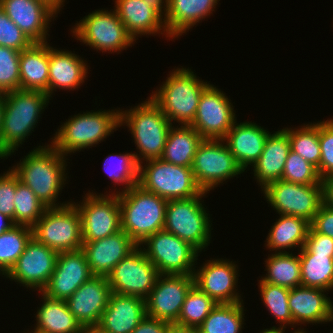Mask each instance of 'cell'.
I'll list each match as a JSON object with an SVG mask.
<instances>
[{"instance_id": "ba28073f", "label": "cell", "mask_w": 333, "mask_h": 333, "mask_svg": "<svg viewBox=\"0 0 333 333\" xmlns=\"http://www.w3.org/2000/svg\"><path fill=\"white\" fill-rule=\"evenodd\" d=\"M138 185L166 200L187 199L203 192L191 167L178 166L161 158L139 165Z\"/></svg>"}, {"instance_id": "8fae6325", "label": "cell", "mask_w": 333, "mask_h": 333, "mask_svg": "<svg viewBox=\"0 0 333 333\" xmlns=\"http://www.w3.org/2000/svg\"><path fill=\"white\" fill-rule=\"evenodd\" d=\"M138 246L159 274L193 275L197 267L195 265L199 252L189 243L165 230L146 237Z\"/></svg>"}, {"instance_id": "e0dca14e", "label": "cell", "mask_w": 333, "mask_h": 333, "mask_svg": "<svg viewBox=\"0 0 333 333\" xmlns=\"http://www.w3.org/2000/svg\"><path fill=\"white\" fill-rule=\"evenodd\" d=\"M58 254L32 237L5 277L29 290L41 292L55 270Z\"/></svg>"}, {"instance_id": "5bb4252c", "label": "cell", "mask_w": 333, "mask_h": 333, "mask_svg": "<svg viewBox=\"0 0 333 333\" xmlns=\"http://www.w3.org/2000/svg\"><path fill=\"white\" fill-rule=\"evenodd\" d=\"M89 190L82 201L74 202L81 219L82 242H93L121 230L118 194Z\"/></svg>"}, {"instance_id": "6125c7cd", "label": "cell", "mask_w": 333, "mask_h": 333, "mask_svg": "<svg viewBox=\"0 0 333 333\" xmlns=\"http://www.w3.org/2000/svg\"><path fill=\"white\" fill-rule=\"evenodd\" d=\"M300 329L295 330L293 333H306L307 331H304V328L301 329V327H298Z\"/></svg>"}, {"instance_id": "db71d44e", "label": "cell", "mask_w": 333, "mask_h": 333, "mask_svg": "<svg viewBox=\"0 0 333 333\" xmlns=\"http://www.w3.org/2000/svg\"><path fill=\"white\" fill-rule=\"evenodd\" d=\"M150 7L156 12L164 21L167 18L168 2L169 0H147Z\"/></svg>"}, {"instance_id": "7a4b0ae2", "label": "cell", "mask_w": 333, "mask_h": 333, "mask_svg": "<svg viewBox=\"0 0 333 333\" xmlns=\"http://www.w3.org/2000/svg\"><path fill=\"white\" fill-rule=\"evenodd\" d=\"M50 100L46 93L40 91L15 90L5 93L0 135L1 159L12 156L35 131Z\"/></svg>"}, {"instance_id": "9c48e42d", "label": "cell", "mask_w": 333, "mask_h": 333, "mask_svg": "<svg viewBox=\"0 0 333 333\" xmlns=\"http://www.w3.org/2000/svg\"><path fill=\"white\" fill-rule=\"evenodd\" d=\"M73 26L76 40L102 53H120L135 44L114 9L92 11Z\"/></svg>"}, {"instance_id": "681fc988", "label": "cell", "mask_w": 333, "mask_h": 333, "mask_svg": "<svg viewBox=\"0 0 333 333\" xmlns=\"http://www.w3.org/2000/svg\"><path fill=\"white\" fill-rule=\"evenodd\" d=\"M304 248L310 254L333 256V238L316 232L310 226Z\"/></svg>"}, {"instance_id": "603a6c76", "label": "cell", "mask_w": 333, "mask_h": 333, "mask_svg": "<svg viewBox=\"0 0 333 333\" xmlns=\"http://www.w3.org/2000/svg\"><path fill=\"white\" fill-rule=\"evenodd\" d=\"M137 247L122 229L103 239L82 244L92 274L105 277Z\"/></svg>"}, {"instance_id": "ab89813d", "label": "cell", "mask_w": 333, "mask_h": 333, "mask_svg": "<svg viewBox=\"0 0 333 333\" xmlns=\"http://www.w3.org/2000/svg\"><path fill=\"white\" fill-rule=\"evenodd\" d=\"M31 238L32 228L25 225H14L0 235V274L10 271Z\"/></svg>"}, {"instance_id": "6f0895ef", "label": "cell", "mask_w": 333, "mask_h": 333, "mask_svg": "<svg viewBox=\"0 0 333 333\" xmlns=\"http://www.w3.org/2000/svg\"><path fill=\"white\" fill-rule=\"evenodd\" d=\"M51 7H53L58 13H60L61 8L64 7L65 0H43ZM63 5V6H62Z\"/></svg>"}, {"instance_id": "7dc6e473", "label": "cell", "mask_w": 333, "mask_h": 333, "mask_svg": "<svg viewBox=\"0 0 333 333\" xmlns=\"http://www.w3.org/2000/svg\"><path fill=\"white\" fill-rule=\"evenodd\" d=\"M32 43L0 7V46L22 51Z\"/></svg>"}, {"instance_id": "8d00e7d4", "label": "cell", "mask_w": 333, "mask_h": 333, "mask_svg": "<svg viewBox=\"0 0 333 333\" xmlns=\"http://www.w3.org/2000/svg\"><path fill=\"white\" fill-rule=\"evenodd\" d=\"M244 302L217 304L197 327L198 333H242Z\"/></svg>"}, {"instance_id": "f1b7e54d", "label": "cell", "mask_w": 333, "mask_h": 333, "mask_svg": "<svg viewBox=\"0 0 333 333\" xmlns=\"http://www.w3.org/2000/svg\"><path fill=\"white\" fill-rule=\"evenodd\" d=\"M290 150V140L284 129L268 135L262 154L251 167L260 188L264 189L268 184L281 180Z\"/></svg>"}, {"instance_id": "f35d334b", "label": "cell", "mask_w": 333, "mask_h": 333, "mask_svg": "<svg viewBox=\"0 0 333 333\" xmlns=\"http://www.w3.org/2000/svg\"><path fill=\"white\" fill-rule=\"evenodd\" d=\"M103 161V168L107 176L111 178V181L114 182L115 185L123 184L124 186L121 191L120 189L116 192H112L111 190L109 193H122L138 184L139 163L133 152H126L124 154L112 153Z\"/></svg>"}, {"instance_id": "3957f363", "label": "cell", "mask_w": 333, "mask_h": 333, "mask_svg": "<svg viewBox=\"0 0 333 333\" xmlns=\"http://www.w3.org/2000/svg\"><path fill=\"white\" fill-rule=\"evenodd\" d=\"M60 127V129H59ZM51 145L62 155L68 156L76 151L92 148L111 136L120 127V108L86 111L74 114L59 126Z\"/></svg>"}, {"instance_id": "d6a6232c", "label": "cell", "mask_w": 333, "mask_h": 333, "mask_svg": "<svg viewBox=\"0 0 333 333\" xmlns=\"http://www.w3.org/2000/svg\"><path fill=\"white\" fill-rule=\"evenodd\" d=\"M271 226L265 240L266 249L273 253H286L289 249L303 248L310 228V222L293 215H279Z\"/></svg>"}, {"instance_id": "6da1fadb", "label": "cell", "mask_w": 333, "mask_h": 333, "mask_svg": "<svg viewBox=\"0 0 333 333\" xmlns=\"http://www.w3.org/2000/svg\"><path fill=\"white\" fill-rule=\"evenodd\" d=\"M66 160L69 159L47 143L33 148L11 169L47 208L61 207L72 202H57L58 195L67 184Z\"/></svg>"}, {"instance_id": "4316f807", "label": "cell", "mask_w": 333, "mask_h": 333, "mask_svg": "<svg viewBox=\"0 0 333 333\" xmlns=\"http://www.w3.org/2000/svg\"><path fill=\"white\" fill-rule=\"evenodd\" d=\"M269 134L264 127L252 121L237 123L236 120L223 140L238 165L246 172L259 159Z\"/></svg>"}, {"instance_id": "1f68e13d", "label": "cell", "mask_w": 333, "mask_h": 333, "mask_svg": "<svg viewBox=\"0 0 333 333\" xmlns=\"http://www.w3.org/2000/svg\"><path fill=\"white\" fill-rule=\"evenodd\" d=\"M42 304L37 307L34 331L28 333H83L84 328L70 312L66 300L52 299L40 292Z\"/></svg>"}, {"instance_id": "d590c367", "label": "cell", "mask_w": 333, "mask_h": 333, "mask_svg": "<svg viewBox=\"0 0 333 333\" xmlns=\"http://www.w3.org/2000/svg\"><path fill=\"white\" fill-rule=\"evenodd\" d=\"M298 253L301 265V285L332 291L333 256L310 254L304 247L299 249Z\"/></svg>"}, {"instance_id": "836d02e7", "label": "cell", "mask_w": 333, "mask_h": 333, "mask_svg": "<svg viewBox=\"0 0 333 333\" xmlns=\"http://www.w3.org/2000/svg\"><path fill=\"white\" fill-rule=\"evenodd\" d=\"M202 136L190 125L171 126L161 159L178 166L192 167Z\"/></svg>"}, {"instance_id": "4fadbf2b", "label": "cell", "mask_w": 333, "mask_h": 333, "mask_svg": "<svg viewBox=\"0 0 333 333\" xmlns=\"http://www.w3.org/2000/svg\"><path fill=\"white\" fill-rule=\"evenodd\" d=\"M261 190L279 215L301 217L310 223L323 203V184L301 185L281 179Z\"/></svg>"}, {"instance_id": "680465c9", "label": "cell", "mask_w": 333, "mask_h": 333, "mask_svg": "<svg viewBox=\"0 0 333 333\" xmlns=\"http://www.w3.org/2000/svg\"><path fill=\"white\" fill-rule=\"evenodd\" d=\"M285 332V328L284 327H277V326H273L272 328H266L263 329L262 331H260V333H284Z\"/></svg>"}, {"instance_id": "d4e9b609", "label": "cell", "mask_w": 333, "mask_h": 333, "mask_svg": "<svg viewBox=\"0 0 333 333\" xmlns=\"http://www.w3.org/2000/svg\"><path fill=\"white\" fill-rule=\"evenodd\" d=\"M145 316V299L112 292L97 327L105 333H131Z\"/></svg>"}, {"instance_id": "277c9868", "label": "cell", "mask_w": 333, "mask_h": 333, "mask_svg": "<svg viewBox=\"0 0 333 333\" xmlns=\"http://www.w3.org/2000/svg\"><path fill=\"white\" fill-rule=\"evenodd\" d=\"M182 67V68H180ZM176 67L165 82L149 96L169 121L179 125H191L198 108L200 96L210 84L199 79L191 68Z\"/></svg>"}, {"instance_id": "5b68a950", "label": "cell", "mask_w": 333, "mask_h": 333, "mask_svg": "<svg viewBox=\"0 0 333 333\" xmlns=\"http://www.w3.org/2000/svg\"><path fill=\"white\" fill-rule=\"evenodd\" d=\"M146 100L134 108L120 109V126L126 125L131 131L138 150L133 154L139 165H143V161L162 157L167 135L173 125L150 97Z\"/></svg>"}, {"instance_id": "7c38bea8", "label": "cell", "mask_w": 333, "mask_h": 333, "mask_svg": "<svg viewBox=\"0 0 333 333\" xmlns=\"http://www.w3.org/2000/svg\"><path fill=\"white\" fill-rule=\"evenodd\" d=\"M191 169L197 184L207 193L244 172L223 139H203L197 148Z\"/></svg>"}, {"instance_id": "f6af8a7d", "label": "cell", "mask_w": 333, "mask_h": 333, "mask_svg": "<svg viewBox=\"0 0 333 333\" xmlns=\"http://www.w3.org/2000/svg\"><path fill=\"white\" fill-rule=\"evenodd\" d=\"M20 51L0 46V92L20 90Z\"/></svg>"}, {"instance_id": "74e56055", "label": "cell", "mask_w": 333, "mask_h": 333, "mask_svg": "<svg viewBox=\"0 0 333 333\" xmlns=\"http://www.w3.org/2000/svg\"><path fill=\"white\" fill-rule=\"evenodd\" d=\"M290 140L291 150L319 169L321 149L319 144V121L297 128H283Z\"/></svg>"}, {"instance_id": "d6986e66", "label": "cell", "mask_w": 333, "mask_h": 333, "mask_svg": "<svg viewBox=\"0 0 333 333\" xmlns=\"http://www.w3.org/2000/svg\"><path fill=\"white\" fill-rule=\"evenodd\" d=\"M235 262L223 258H210L200 267L195 268L194 285L217 304L243 302L241 294L236 289L240 275Z\"/></svg>"}, {"instance_id": "8992f818", "label": "cell", "mask_w": 333, "mask_h": 333, "mask_svg": "<svg viewBox=\"0 0 333 333\" xmlns=\"http://www.w3.org/2000/svg\"><path fill=\"white\" fill-rule=\"evenodd\" d=\"M121 229L139 245L146 237L163 230L168 200L138 184L118 193Z\"/></svg>"}, {"instance_id": "cb8c5ba5", "label": "cell", "mask_w": 333, "mask_h": 333, "mask_svg": "<svg viewBox=\"0 0 333 333\" xmlns=\"http://www.w3.org/2000/svg\"><path fill=\"white\" fill-rule=\"evenodd\" d=\"M327 292L303 285L290 289L288 306L296 327L333 322V301L327 297Z\"/></svg>"}, {"instance_id": "52a82bcc", "label": "cell", "mask_w": 333, "mask_h": 333, "mask_svg": "<svg viewBox=\"0 0 333 333\" xmlns=\"http://www.w3.org/2000/svg\"><path fill=\"white\" fill-rule=\"evenodd\" d=\"M206 194L203 191L195 197L168 200L165 210L163 230L189 243L199 253L210 244L213 230L209 211L202 202Z\"/></svg>"}, {"instance_id": "9f6ffc18", "label": "cell", "mask_w": 333, "mask_h": 333, "mask_svg": "<svg viewBox=\"0 0 333 333\" xmlns=\"http://www.w3.org/2000/svg\"><path fill=\"white\" fill-rule=\"evenodd\" d=\"M14 225L15 224L11 218L0 213V235L10 230Z\"/></svg>"}, {"instance_id": "f907efd6", "label": "cell", "mask_w": 333, "mask_h": 333, "mask_svg": "<svg viewBox=\"0 0 333 333\" xmlns=\"http://www.w3.org/2000/svg\"><path fill=\"white\" fill-rule=\"evenodd\" d=\"M310 226L316 232L333 238V209L322 203Z\"/></svg>"}, {"instance_id": "44dd1931", "label": "cell", "mask_w": 333, "mask_h": 333, "mask_svg": "<svg viewBox=\"0 0 333 333\" xmlns=\"http://www.w3.org/2000/svg\"><path fill=\"white\" fill-rule=\"evenodd\" d=\"M92 276L82 249L62 252L58 254L55 270L41 292L52 299L67 300Z\"/></svg>"}, {"instance_id": "11a10c76", "label": "cell", "mask_w": 333, "mask_h": 333, "mask_svg": "<svg viewBox=\"0 0 333 333\" xmlns=\"http://www.w3.org/2000/svg\"><path fill=\"white\" fill-rule=\"evenodd\" d=\"M165 333H198L197 328L170 324Z\"/></svg>"}, {"instance_id": "4dcf8cb0", "label": "cell", "mask_w": 333, "mask_h": 333, "mask_svg": "<svg viewBox=\"0 0 333 333\" xmlns=\"http://www.w3.org/2000/svg\"><path fill=\"white\" fill-rule=\"evenodd\" d=\"M20 90L40 91L48 95L49 43H32L20 51Z\"/></svg>"}, {"instance_id": "f546056e", "label": "cell", "mask_w": 333, "mask_h": 333, "mask_svg": "<svg viewBox=\"0 0 333 333\" xmlns=\"http://www.w3.org/2000/svg\"><path fill=\"white\" fill-rule=\"evenodd\" d=\"M220 0H169L166 30L172 39L186 34L194 25L215 12Z\"/></svg>"}, {"instance_id": "ffe728a7", "label": "cell", "mask_w": 333, "mask_h": 333, "mask_svg": "<svg viewBox=\"0 0 333 333\" xmlns=\"http://www.w3.org/2000/svg\"><path fill=\"white\" fill-rule=\"evenodd\" d=\"M0 7L33 43L48 42L49 25L58 12L45 1L0 0Z\"/></svg>"}, {"instance_id": "2e32d148", "label": "cell", "mask_w": 333, "mask_h": 333, "mask_svg": "<svg viewBox=\"0 0 333 333\" xmlns=\"http://www.w3.org/2000/svg\"><path fill=\"white\" fill-rule=\"evenodd\" d=\"M215 85L202 92L192 126L203 139H224L237 120L231 100Z\"/></svg>"}, {"instance_id": "60d3db41", "label": "cell", "mask_w": 333, "mask_h": 333, "mask_svg": "<svg viewBox=\"0 0 333 333\" xmlns=\"http://www.w3.org/2000/svg\"><path fill=\"white\" fill-rule=\"evenodd\" d=\"M217 303L196 285L188 291L178 320L174 323L183 327L197 328Z\"/></svg>"}, {"instance_id": "484cf974", "label": "cell", "mask_w": 333, "mask_h": 333, "mask_svg": "<svg viewBox=\"0 0 333 333\" xmlns=\"http://www.w3.org/2000/svg\"><path fill=\"white\" fill-rule=\"evenodd\" d=\"M86 60L68 50H58L49 44L48 96L52 98L56 89L76 90L88 77Z\"/></svg>"}, {"instance_id": "bcb514c9", "label": "cell", "mask_w": 333, "mask_h": 333, "mask_svg": "<svg viewBox=\"0 0 333 333\" xmlns=\"http://www.w3.org/2000/svg\"><path fill=\"white\" fill-rule=\"evenodd\" d=\"M321 159L318 174L321 179L333 175V118L319 121Z\"/></svg>"}, {"instance_id": "816d5d0a", "label": "cell", "mask_w": 333, "mask_h": 333, "mask_svg": "<svg viewBox=\"0 0 333 333\" xmlns=\"http://www.w3.org/2000/svg\"><path fill=\"white\" fill-rule=\"evenodd\" d=\"M171 323L145 316L131 333H165Z\"/></svg>"}, {"instance_id": "9a60e30c", "label": "cell", "mask_w": 333, "mask_h": 333, "mask_svg": "<svg viewBox=\"0 0 333 333\" xmlns=\"http://www.w3.org/2000/svg\"><path fill=\"white\" fill-rule=\"evenodd\" d=\"M159 275L157 268L138 246L106 278L113 293L146 299Z\"/></svg>"}, {"instance_id": "ee69618b", "label": "cell", "mask_w": 333, "mask_h": 333, "mask_svg": "<svg viewBox=\"0 0 333 333\" xmlns=\"http://www.w3.org/2000/svg\"><path fill=\"white\" fill-rule=\"evenodd\" d=\"M281 179L301 185L322 184L317 168L292 150L286 159Z\"/></svg>"}, {"instance_id": "7402d4cb", "label": "cell", "mask_w": 333, "mask_h": 333, "mask_svg": "<svg viewBox=\"0 0 333 333\" xmlns=\"http://www.w3.org/2000/svg\"><path fill=\"white\" fill-rule=\"evenodd\" d=\"M111 287L105 276H92L67 300L70 312L83 328L98 326L107 307Z\"/></svg>"}, {"instance_id": "b9f144b4", "label": "cell", "mask_w": 333, "mask_h": 333, "mask_svg": "<svg viewBox=\"0 0 333 333\" xmlns=\"http://www.w3.org/2000/svg\"><path fill=\"white\" fill-rule=\"evenodd\" d=\"M258 288L262 297L264 306L274 316L280 327H294V321L288 306V297L290 289L282 286L272 285L264 282L262 279L258 281Z\"/></svg>"}, {"instance_id": "c3c4849f", "label": "cell", "mask_w": 333, "mask_h": 333, "mask_svg": "<svg viewBox=\"0 0 333 333\" xmlns=\"http://www.w3.org/2000/svg\"><path fill=\"white\" fill-rule=\"evenodd\" d=\"M19 181V177L10 167L7 172L0 175V213L11 218L13 222L15 215L14 196L16 184Z\"/></svg>"}, {"instance_id": "e575fe53", "label": "cell", "mask_w": 333, "mask_h": 333, "mask_svg": "<svg viewBox=\"0 0 333 333\" xmlns=\"http://www.w3.org/2000/svg\"><path fill=\"white\" fill-rule=\"evenodd\" d=\"M265 262L266 275L261 279L269 284L292 289L301 285L299 253H271Z\"/></svg>"}, {"instance_id": "94428289", "label": "cell", "mask_w": 333, "mask_h": 333, "mask_svg": "<svg viewBox=\"0 0 333 333\" xmlns=\"http://www.w3.org/2000/svg\"><path fill=\"white\" fill-rule=\"evenodd\" d=\"M83 333H105V332H103L99 327L94 326V327L84 328Z\"/></svg>"}, {"instance_id": "f5cc1de1", "label": "cell", "mask_w": 333, "mask_h": 333, "mask_svg": "<svg viewBox=\"0 0 333 333\" xmlns=\"http://www.w3.org/2000/svg\"><path fill=\"white\" fill-rule=\"evenodd\" d=\"M323 203L333 209V175L322 179Z\"/></svg>"}, {"instance_id": "7bdbcfd3", "label": "cell", "mask_w": 333, "mask_h": 333, "mask_svg": "<svg viewBox=\"0 0 333 333\" xmlns=\"http://www.w3.org/2000/svg\"><path fill=\"white\" fill-rule=\"evenodd\" d=\"M15 225L33 227L45 213L47 207L37 198L35 193L21 181L16 184L14 196Z\"/></svg>"}, {"instance_id": "91938a15", "label": "cell", "mask_w": 333, "mask_h": 333, "mask_svg": "<svg viewBox=\"0 0 333 333\" xmlns=\"http://www.w3.org/2000/svg\"><path fill=\"white\" fill-rule=\"evenodd\" d=\"M5 104V93L0 92V135H1V129H2V114Z\"/></svg>"}, {"instance_id": "30bf717a", "label": "cell", "mask_w": 333, "mask_h": 333, "mask_svg": "<svg viewBox=\"0 0 333 333\" xmlns=\"http://www.w3.org/2000/svg\"><path fill=\"white\" fill-rule=\"evenodd\" d=\"M32 237L57 253L82 249L81 219L74 201L47 208L32 227Z\"/></svg>"}, {"instance_id": "ac0fdd59", "label": "cell", "mask_w": 333, "mask_h": 333, "mask_svg": "<svg viewBox=\"0 0 333 333\" xmlns=\"http://www.w3.org/2000/svg\"><path fill=\"white\" fill-rule=\"evenodd\" d=\"M193 275L160 274L146 301V316L171 324L178 320Z\"/></svg>"}, {"instance_id": "83f0119b", "label": "cell", "mask_w": 333, "mask_h": 333, "mask_svg": "<svg viewBox=\"0 0 333 333\" xmlns=\"http://www.w3.org/2000/svg\"><path fill=\"white\" fill-rule=\"evenodd\" d=\"M114 2L115 12L135 42L138 37L147 34L154 36L161 33L171 38L164 20L152 10L147 0H115Z\"/></svg>"}]
</instances>
